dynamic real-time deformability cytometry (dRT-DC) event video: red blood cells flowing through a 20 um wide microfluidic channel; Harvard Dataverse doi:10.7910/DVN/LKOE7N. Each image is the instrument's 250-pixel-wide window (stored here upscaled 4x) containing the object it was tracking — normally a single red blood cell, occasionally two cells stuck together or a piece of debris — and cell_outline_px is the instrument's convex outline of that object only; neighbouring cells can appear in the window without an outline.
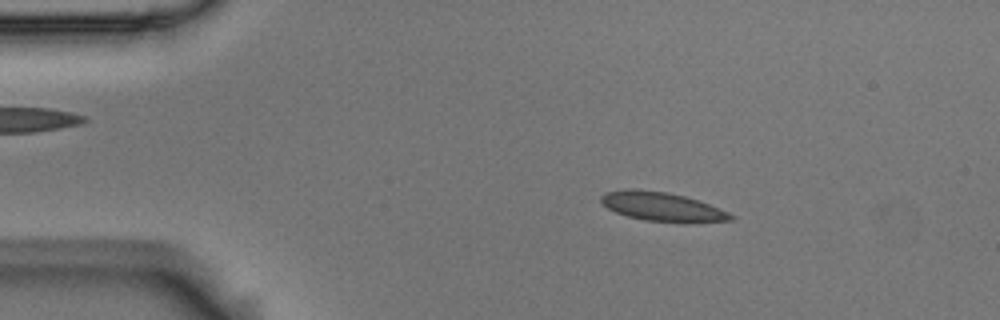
{"species": "Egyptian fruit bat (a non-hibernating species)", "species_latin": "Rousettus aegyptiacus", "temperature_condition": "room temperature", "stored_images_in_passage": 14, "camera_frame_rate_fps": 3000, "um_per_image_px": 0.085, "animal": {"sex": "male"}, "frame": {"image": 1, "passage_image": 2, "time_ms": 0.333, "image_size_px": [1000, 320], "cell_outline_px": [[736, 216], [732, 220], [692, 224], [684, 224], [644, 220], [628, 216], [616, 212], [608, 208], [600, 200], [600, 196], [604, 192], [624, 188], [636, 188], [668, 192], [684, 196], [708, 204], [728, 212]], "centroid_in_image_um": [56.29, 17.58], "position_along_channel_um": 28.7, "area_um2": 22.43}}
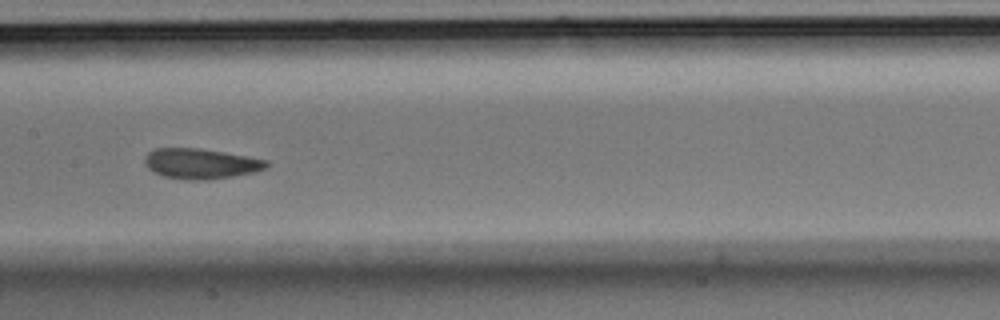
{"frame": {"image": 2, "passage_image": 7, "time_ms": 2.0, "image_size_px": [1000, 320], "cell_outline_px": [[268, 168], [256, 172], [208, 180], [188, 180], [164, 176], [152, 172], [144, 164], [144, 156], [148, 152], [156, 148], [200, 148], [248, 156], [268, 160]], "centroid_in_image_um": [17.07, 13.91], "position_along_channel_um": 190.3, "area_um2": 21.73}}
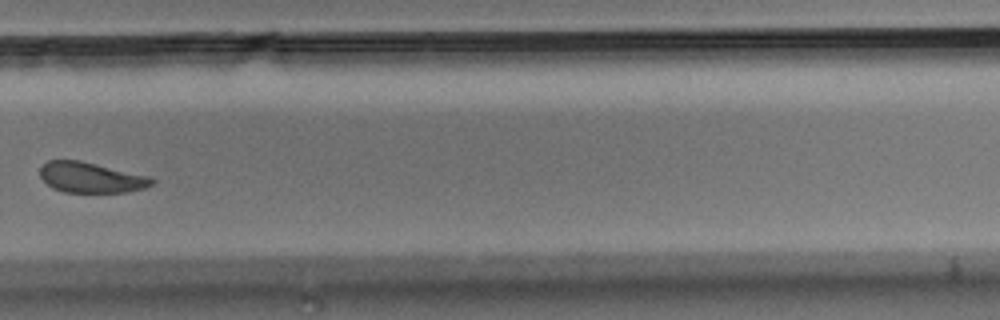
{"frame": {"image": 3, "passage_image": 10, "time_ms": 3.0, "image_size_px": [1000, 320], "cell_outline_px": [[156, 180], [152, 184], [144, 188], [128, 192], [64, 192], [52, 188], [40, 176], [40, 168], [48, 160], [80, 160], [152, 176]], "centroid_in_image_um": [7.77, 15.08], "position_along_channel_um": 322.0, "area_um2": 20.0}}